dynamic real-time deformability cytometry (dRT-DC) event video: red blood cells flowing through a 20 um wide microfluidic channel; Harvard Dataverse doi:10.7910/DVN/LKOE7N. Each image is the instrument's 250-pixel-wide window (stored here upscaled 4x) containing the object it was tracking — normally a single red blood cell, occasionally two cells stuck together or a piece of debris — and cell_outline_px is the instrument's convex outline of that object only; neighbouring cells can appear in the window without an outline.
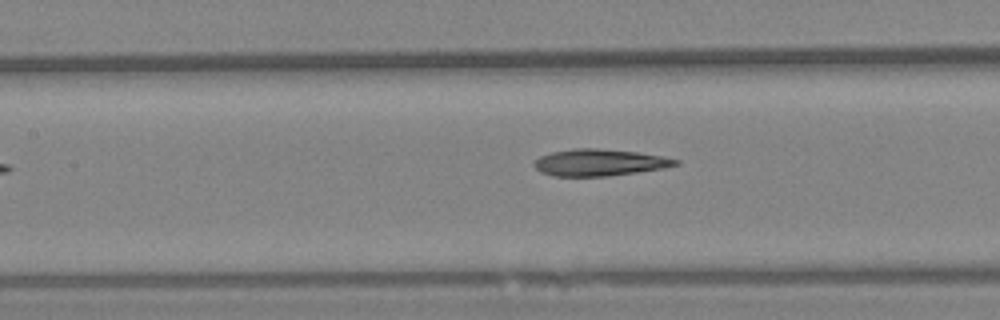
{"species": "Egyptian fruit bat (a non-hibernating species)", "species_latin": "Rousettus aegyptiacus", "temperature_condition": "warm", "stored_images_in_passage": 13, "camera_frame_rate_fps": 3000, "um_per_image_px": 0.085, "animal": {"sex": "female"}, "frame": {"image": 1, "passage_image": 8, "time_ms": 2.333, "image_size_px": [1000, 320], "cell_outline_px": [[680, 164], [664, 168], [608, 176], [552, 176], [540, 172], [532, 164], [540, 156], [552, 152], [576, 148], [596, 148], [636, 152], [664, 156], [680, 160]], "centroid_in_image_um": [50.96, 13.81], "position_along_channel_um": 156.4, "area_um2": 22.02}}